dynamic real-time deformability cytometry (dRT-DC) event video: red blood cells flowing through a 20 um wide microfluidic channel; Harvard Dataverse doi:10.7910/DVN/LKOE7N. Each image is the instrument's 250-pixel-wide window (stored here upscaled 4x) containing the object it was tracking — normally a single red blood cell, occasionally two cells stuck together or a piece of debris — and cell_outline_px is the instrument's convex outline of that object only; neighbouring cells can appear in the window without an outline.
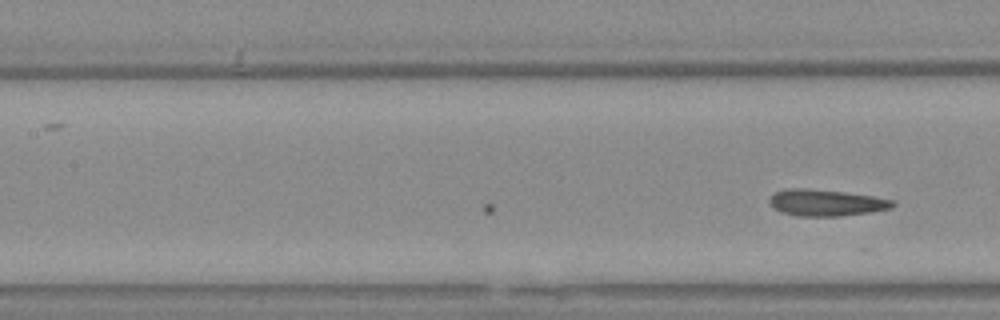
{"species": "Egyptian fruit bat (a non-hibernating species)", "species_latin": "Rousettus aegyptiacus", "temperature_condition": "warm", "stored_images_in_passage": 7, "camera_frame_rate_fps": 3000, "um_per_image_px": 0.085, "animal": {"sex": "female"}, "frame": {"image": 1, "passage_image": 7, "time_ms": 2.0, "image_size_px": [1000, 320], "cell_outline_px": [[896, 204], [892, 208], [872, 212], [840, 216], [800, 216], [780, 212], [768, 200], [776, 192], [788, 188], [804, 188], [844, 192], [872, 196], [892, 200]], "centroid_in_image_um": [70.24, 17.23], "position_along_channel_um": 137.2, "area_um2": 18.84}}